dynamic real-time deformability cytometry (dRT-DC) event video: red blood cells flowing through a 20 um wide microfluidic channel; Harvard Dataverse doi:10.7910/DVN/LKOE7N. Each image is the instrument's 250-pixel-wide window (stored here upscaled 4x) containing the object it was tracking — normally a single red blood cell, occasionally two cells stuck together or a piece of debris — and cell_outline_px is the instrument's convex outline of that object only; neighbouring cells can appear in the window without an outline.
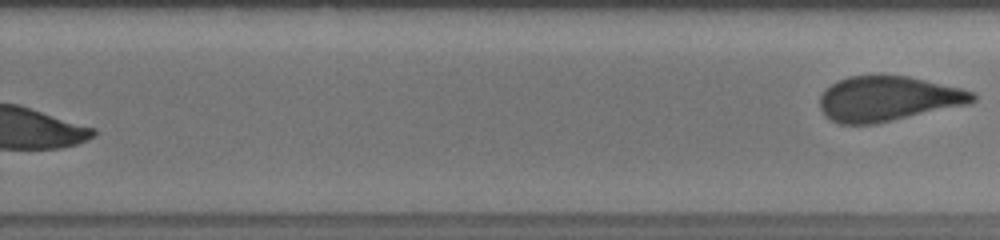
{"species": "human", "species_latin": "Homo sapiens", "temperature_condition": "cold", "stored_images_in_passage": 27, "segment_of_instrument_passage": [2, 2], "camera_frame_rate_fps": 3000, "um_per_image_px": 0.085, "donor": {"sex": "male"}, "frame": {"image": 1, "passage_image": 27, "time_ms": 9.667, "image_size_px": [1000, 240], "cell_outline_px": [[976, 100], [968, 104], [872, 124], [840, 124], [824, 116], [820, 108], [820, 96], [824, 88], [848, 76], [908, 76], [960, 88], [976, 92]], "centroid_in_image_um": [75.45, 8.39], "position_along_channel_um": 254.3, "area_um2": 39.71}}